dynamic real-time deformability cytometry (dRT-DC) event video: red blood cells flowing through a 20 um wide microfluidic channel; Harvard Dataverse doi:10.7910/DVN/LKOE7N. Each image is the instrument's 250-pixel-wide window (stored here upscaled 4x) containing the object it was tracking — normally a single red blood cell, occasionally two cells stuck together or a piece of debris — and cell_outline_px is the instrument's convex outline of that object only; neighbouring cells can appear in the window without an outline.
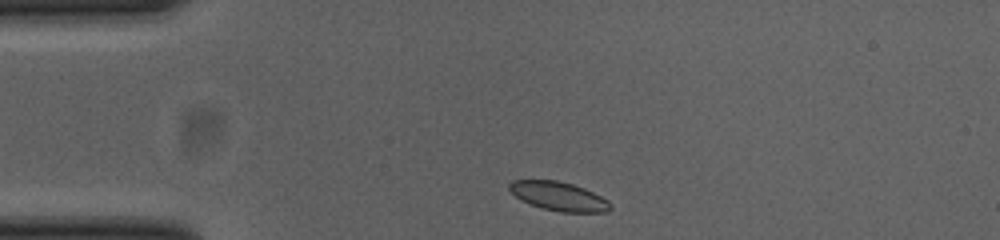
{"species": "common noctule bat (a hibernating species)", "species_latin": "Nyctalus noctula", "temperature_condition": "cold", "stored_images_in_passage": 42, "camera_frame_rate_fps": 3000, "um_per_image_px": 0.085, "animal": {"sex": "female", "body_mass_g": 23.0, "forearm_length_mm": 53.4}, "frame": {"image": 1, "passage_image": 1, "time_ms": 0.0, "image_size_px": [1000, 240], "cell_outline_px": [[612, 208], [608, 212], [560, 212], [540, 208], [520, 200], [508, 188], [508, 184], [512, 180], [556, 180], [572, 184], [584, 188], [608, 200], [612, 204]], "centroid_in_image_um": [47.49, 16.69], "position_along_channel_um": 37.5, "area_um2": 17.11}}
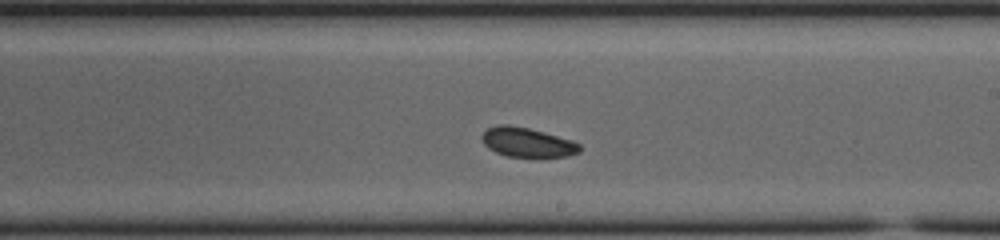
{"frame": {"image": 2, "passage_image": 20, "time_ms": 6.333, "image_size_px": [1000, 240], "cell_outline_px": [[580, 152], [568, 156], [508, 156], [496, 152], [488, 148], [484, 144], [480, 136], [488, 128], [496, 124], [508, 124], [528, 128], [544, 132], [572, 140], [580, 144]], "centroid_in_image_um": [44.79, 12.08], "position_along_channel_um": 244.2, "area_um2": 16.65}}
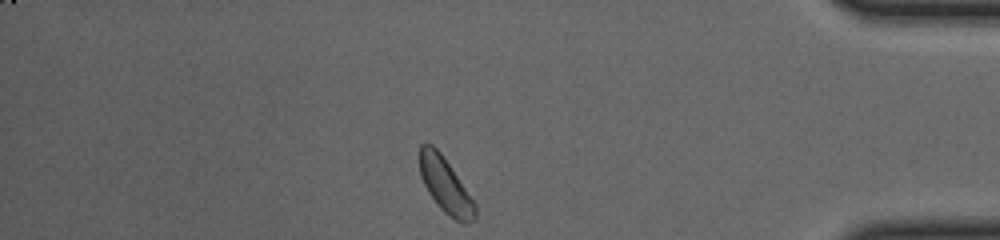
{"frame": {"image": 3, "passage_image": 35, "time_ms": 11.333, "image_size_px": [1000, 240], "cell_outline_px": [[476, 216], [472, 220], [464, 224], [456, 220], [444, 212], [440, 208], [428, 192], [420, 176], [420, 144], [432, 144], [440, 152], [476, 204]], "centroid_in_image_um": [37.85, 15.77], "position_along_channel_um": 397.3, "area_um2": 17.4}, "authors_computed_cell_mechanics": {"area_um2": 17.4845, "velocity_mm_per_s": 3.7919, "shape_relaxation_time_tau1_ms": null, "shape_relaxation_time_tau2_ms": 4.8736, "deformation_change_tau1": null, "deformation_change_tau2": 0.0741}}